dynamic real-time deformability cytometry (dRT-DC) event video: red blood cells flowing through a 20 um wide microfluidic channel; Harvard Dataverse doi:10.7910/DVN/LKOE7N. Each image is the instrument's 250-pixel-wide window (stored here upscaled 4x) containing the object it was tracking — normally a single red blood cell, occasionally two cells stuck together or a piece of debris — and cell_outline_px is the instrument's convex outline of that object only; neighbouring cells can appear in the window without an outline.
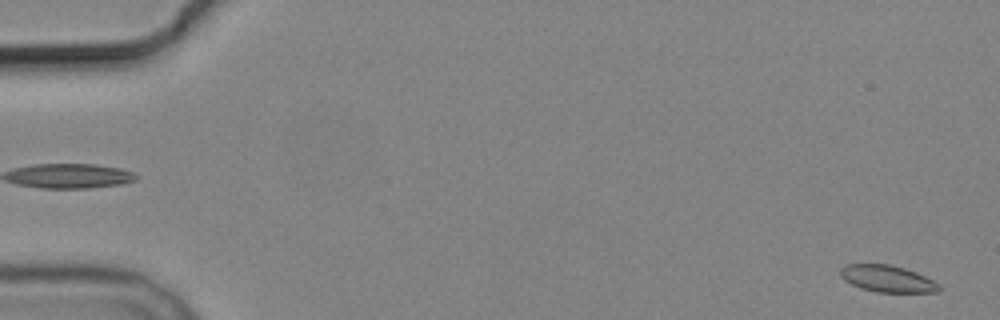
{"species": "common noctule bat (a hibernating species)", "species_latin": "Nyctalus noctula", "temperature_condition": "cold", "stored_images_in_passage": 4, "segment_of_instrument_passage": [2, 2], "camera_frame_rate_fps": 3000, "um_per_image_px": 0.085, "animal": {"sex": "male", "body_mass_g": 19.2, "forearm_length_mm": 51.8}, "frame": {"image": 1, "passage_image": 4, "time_ms": 4.667, "image_size_px": [1000, 320], "cell_outline_px": [[940, 292], [876, 292], [860, 288], [844, 280], [840, 276], [840, 268], [844, 264], [888, 264], [904, 268], [916, 272], [940, 284]], "centroid_in_image_um": [75.4, 23.69], "position_along_channel_um": 9.6, "area_um2": 15.43}}